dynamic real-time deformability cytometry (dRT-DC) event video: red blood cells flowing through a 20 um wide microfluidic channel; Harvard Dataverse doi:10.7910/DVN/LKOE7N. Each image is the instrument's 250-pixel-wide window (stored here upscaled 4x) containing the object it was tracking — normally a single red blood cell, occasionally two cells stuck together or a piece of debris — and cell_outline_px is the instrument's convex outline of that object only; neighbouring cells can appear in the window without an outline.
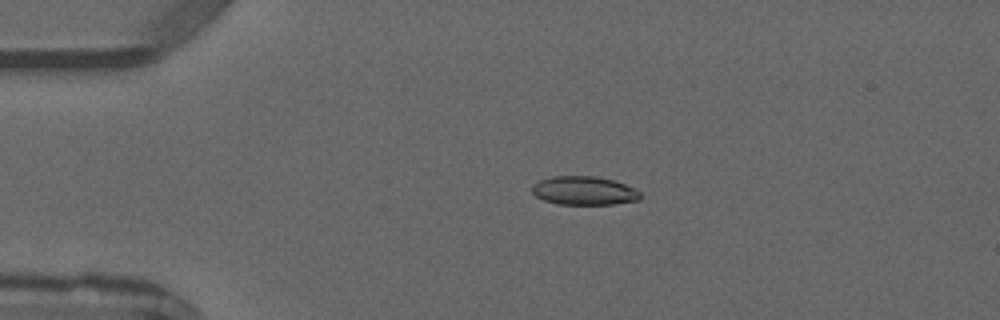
{"species": "common noctule bat (a hibernating species)", "species_latin": "Nyctalus noctula", "temperature_condition": "warm", "stored_images_in_passage": 3, "camera_frame_rate_fps": 3000, "um_per_image_px": 0.085, "animal": {"sex": "male", "forearm_length_mm": 52.5}, "frame": {"image": 1, "passage_image": 2, "time_ms": 2.0, "image_size_px": [1000, 320], "cell_outline_px": [[640, 200], [616, 204], [556, 204], [544, 200], [536, 196], [532, 192], [532, 184], [540, 180], [552, 176], [596, 176], [612, 180], [624, 184], [640, 192]], "centroid_in_image_um": [49.62, 16.21], "position_along_channel_um": 35.4, "area_um2": 18.03}}